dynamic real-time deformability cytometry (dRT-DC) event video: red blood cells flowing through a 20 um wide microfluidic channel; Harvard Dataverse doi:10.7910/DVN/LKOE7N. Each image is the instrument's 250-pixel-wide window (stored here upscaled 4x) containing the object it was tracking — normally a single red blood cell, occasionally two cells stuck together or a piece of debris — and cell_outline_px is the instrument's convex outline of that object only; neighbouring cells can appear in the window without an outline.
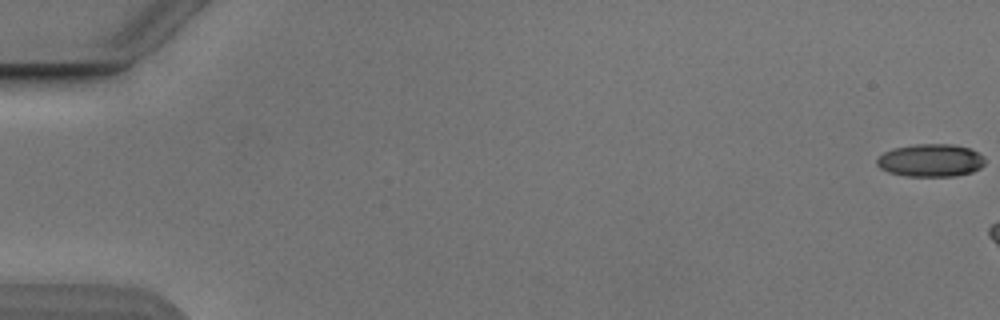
{"species": "Egyptian fruit bat (a non-hibernating species)", "species_latin": "Rousettus aegyptiacus", "temperature_condition": "cold", "stored_images_in_passage": 7, "camera_frame_rate_fps": 3000, "um_per_image_px": 0.085, "animal": {"sex": "male"}, "frame": {"image": 1, "passage_image": 1, "time_ms": 0.0, "image_size_px": [1000, 320], "cell_outline_px": [[984, 164], [980, 168], [972, 172], [956, 176], [904, 176], [888, 172], [880, 168], [876, 164], [876, 160], [884, 152], [892, 148], [916, 144], [952, 144], [968, 148], [980, 152], [984, 156]], "centroid_in_image_um": [79.11, 13.63], "position_along_channel_um": 5.9, "area_um2": 20.81}}